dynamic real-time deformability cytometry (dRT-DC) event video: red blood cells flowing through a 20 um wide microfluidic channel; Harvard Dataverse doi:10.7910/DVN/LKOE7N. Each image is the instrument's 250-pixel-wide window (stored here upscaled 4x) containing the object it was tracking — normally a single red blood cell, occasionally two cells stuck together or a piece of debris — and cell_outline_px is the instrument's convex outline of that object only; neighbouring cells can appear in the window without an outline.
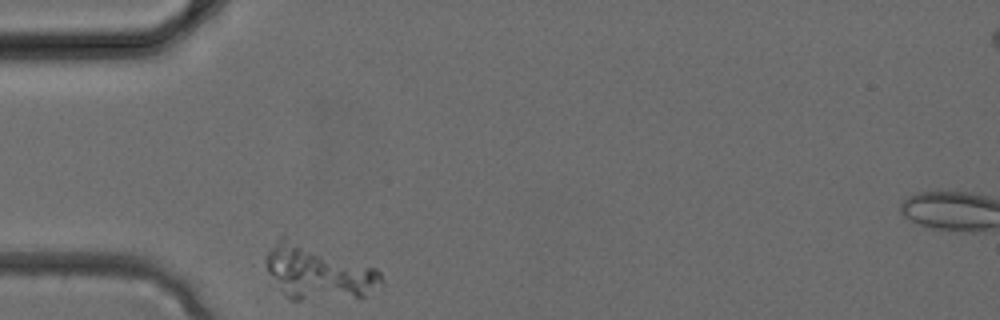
{"species": "common noctule bat (a hibernating species)", "species_latin": "Nyctalus noctula", "temperature_condition": "cold", "stored_images_in_passage": 2, "camera_frame_rate_fps": 3000, "um_per_image_px": 0.085, "animal": {"sex": "female", "body_mass_g": 24.6, "forearm_length_mm": 56.2}, "frame": {"image": 1, "passage_image": 1, "time_ms": 0.0, "image_size_px": [1000, 320], "cell_outline_px": [[384, 288], [364, 296], [300, 300], [288, 300], [284, 296], [268, 272], [264, 260], [264, 256], [280, 236], [376, 268], [380, 272], [384, 284]], "centroid_in_image_um": [27.05, 23.19], "position_along_channel_um": 57.9, "area_um2": 36.07}}